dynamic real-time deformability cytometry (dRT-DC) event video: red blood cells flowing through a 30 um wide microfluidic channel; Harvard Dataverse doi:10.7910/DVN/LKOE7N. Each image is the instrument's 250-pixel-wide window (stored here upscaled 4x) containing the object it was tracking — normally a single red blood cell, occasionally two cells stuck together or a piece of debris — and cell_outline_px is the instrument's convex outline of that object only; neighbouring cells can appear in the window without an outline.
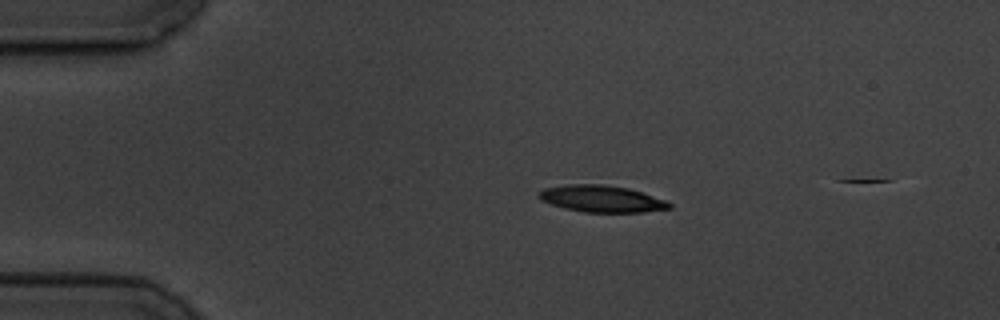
{"species": "common noctule bat (a hibernating species)", "species_latin": "Nyctalus noctula", "temperature_condition": "cold", "stored_images_in_passage": 3, "camera_frame_rate_fps": 3000, "um_per_image_px": 0.085, "animal": {"sex": "male", "body_mass_g": 19.5, "forearm_length_mm": 54.6}, "frame": {"image": 1, "passage_image": 2, "time_ms": 1.0, "image_size_px": [1000, 320], "cell_outline_px": [[672, 208], [644, 212], [584, 212], [564, 208], [540, 200], [536, 196], [544, 188], [564, 184], [604, 184], [628, 188], [664, 200], [672, 204]], "centroid_in_image_um": [51.1, 16.89], "position_along_channel_um": 33.9, "area_um2": 20.29}}